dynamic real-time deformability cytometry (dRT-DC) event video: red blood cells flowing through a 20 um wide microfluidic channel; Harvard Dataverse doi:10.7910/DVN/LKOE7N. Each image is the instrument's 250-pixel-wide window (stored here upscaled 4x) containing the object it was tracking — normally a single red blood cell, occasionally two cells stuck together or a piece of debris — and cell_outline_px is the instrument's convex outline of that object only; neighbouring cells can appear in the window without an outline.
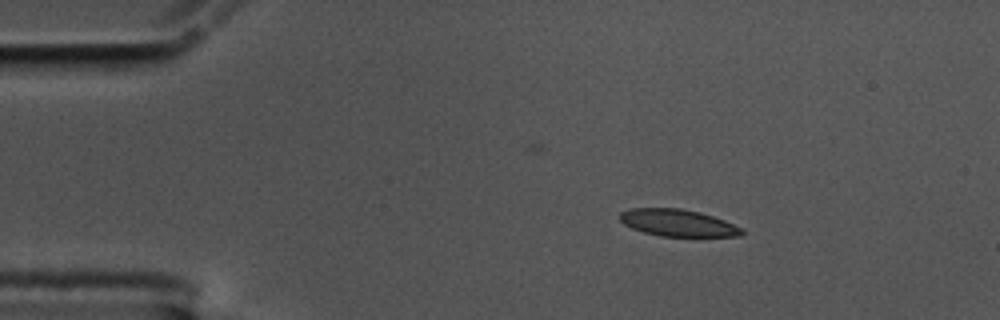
{"species": "common noctule bat (a hibernating species)", "species_latin": "Nyctalus noctula", "temperature_condition": "cold", "stored_images_in_passage": 49, "camera_frame_rate_fps": 3000, "um_per_image_px": 0.085, "animal": {"sex": "male", "body_mass_g": 17.5, "forearm_length_mm": 52.3}, "frame": {"image": 1, "passage_image": 1, "time_ms": 0.0, "image_size_px": [1000, 320], "cell_outline_px": [[744, 232], [740, 236], [660, 236], [644, 232], [632, 228], [624, 224], [620, 220], [620, 212], [628, 208], [680, 208], [700, 212], [724, 220], [744, 228]], "centroid_in_image_um": [57.62, 18.94], "position_along_channel_um": 27.4, "area_um2": 19.19}}
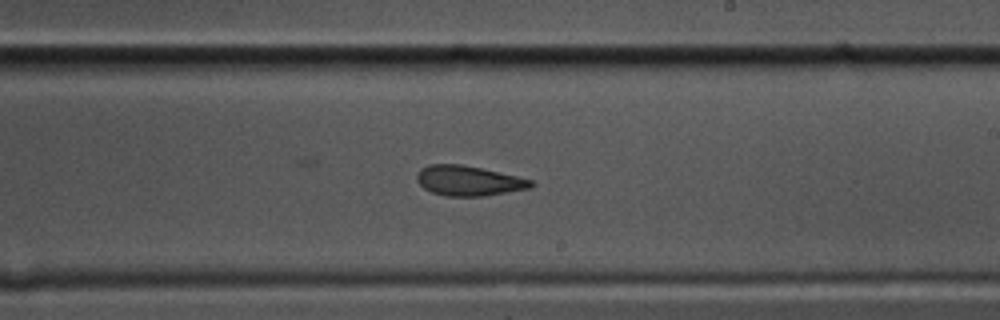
{"frame": {"image": 2, "passage_image": 25, "time_ms": 8.0, "image_size_px": [1000, 320], "cell_outline_px": [[536, 184], [532, 188], [484, 196], [444, 196], [432, 192], [424, 188], [416, 180], [416, 172], [420, 168], [428, 164], [460, 164], [480, 168], [516, 176], [532, 180]], "centroid_in_image_um": [39.81, 15.36], "position_along_channel_um": 249.2, "area_um2": 20.06}}
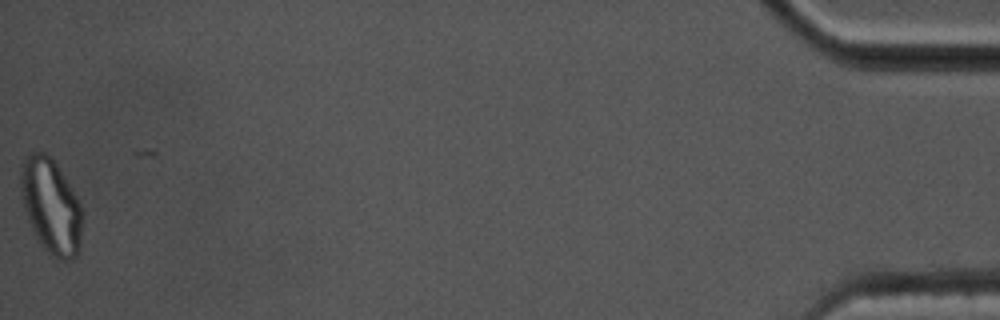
{"frame": {"image": 3, "passage_image": 49, "time_ms": 16.0, "image_size_px": [1000, 320], "cell_outline_px": [[84, 212], [80, 252], [72, 260], [60, 260], [52, 256], [40, 244], [28, 220], [20, 196], [20, 172], [24, 160], [32, 152], [44, 152], [56, 164], [80, 200]], "centroid_in_image_um": [4.38, 17.57], "position_along_channel_um": 430.8, "area_um2": 34.56}, "authors_computed_cell_mechanics": {"area_um2": 20.7502, "velocity_mm_per_s": 3.4992, "shape_relaxation_time_tau1_ms": 6.4532, "shape_relaxation_time_tau2_ms": 7.219, "deformation_change_tau1": 0.1366, "deformation_change_tau2": 0.1654}}